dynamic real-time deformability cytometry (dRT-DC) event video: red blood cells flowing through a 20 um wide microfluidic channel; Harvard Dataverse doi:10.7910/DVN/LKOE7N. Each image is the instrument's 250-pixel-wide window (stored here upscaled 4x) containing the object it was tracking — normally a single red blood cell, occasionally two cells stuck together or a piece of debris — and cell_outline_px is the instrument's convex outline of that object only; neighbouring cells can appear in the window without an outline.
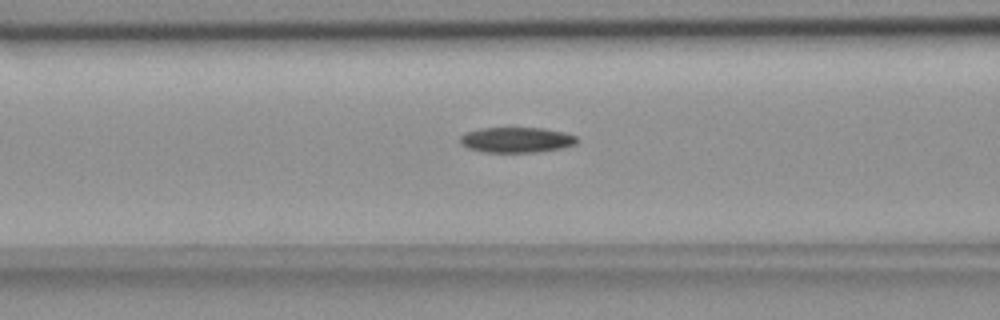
{"species": "common noctule bat (a hibernating species)", "species_latin": "Nyctalus noctula", "temperature_condition": "room temperature", "stored_images_in_passage": 55, "camera_frame_rate_fps": 3000, "um_per_image_px": 0.085, "animal": {"sex": "female", "body_mass_g": 18.4}, "frame": {"image": 1, "passage_image": 22, "time_ms": 7.0, "image_size_px": [1000, 320], "cell_outline_px": [[576, 144], [560, 148], [536, 152], [484, 152], [468, 148], [460, 144], [460, 136], [464, 132], [480, 128], [544, 128], [564, 132], [576, 136]], "centroid_in_image_um": [43.85, 11.88], "position_along_channel_um": 122.7, "area_um2": 17.28}}
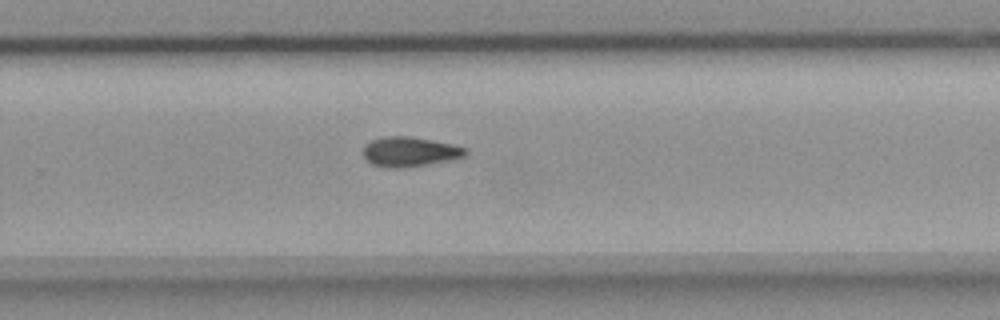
{"frame": {"image": 2, "passage_image": 36, "time_ms": 11.667, "image_size_px": [1000, 320], "cell_outline_px": [[468, 152], [464, 156], [448, 160], [408, 168], [388, 168], [372, 164], [364, 156], [364, 144], [372, 140], [384, 136], [412, 136], [452, 144], [468, 148]], "centroid_in_image_um": [34.83, 12.89], "position_along_channel_um": 295.0, "area_um2": 17.8}}
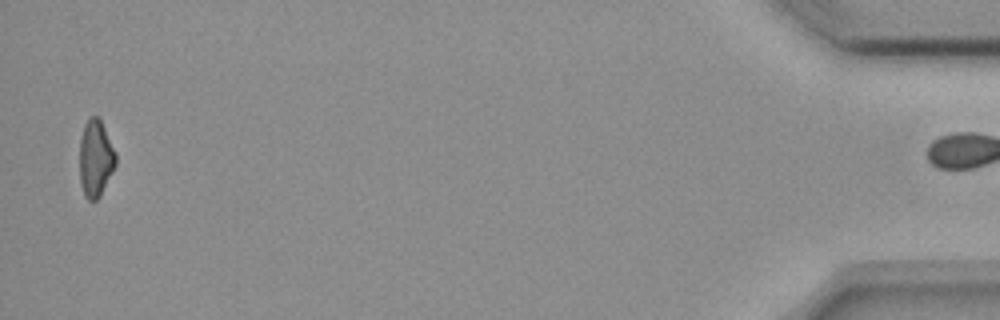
{"frame": {"image": 3, "passage_image": 54, "time_ms": 17.667, "image_size_px": [1000, 320], "cell_outline_px": [[116, 164], [100, 196], [96, 200], [88, 200], [84, 196], [80, 184], [80, 136], [84, 124], [92, 116], [100, 116], [116, 152]], "centroid_in_image_um": [8.12, 13.44], "position_along_channel_um": 427.1, "area_um2": 16.42}, "authors_computed_cell_mechanics": {"area_um2": 17.051, "velocity_mm_per_s": 3.7002, "shape_relaxation_time_tau1_ms": 9.4037, "shape_relaxation_time_tau2_ms": null, "deformation_change_tau1": 0.1778, "deformation_change_tau2": null}}